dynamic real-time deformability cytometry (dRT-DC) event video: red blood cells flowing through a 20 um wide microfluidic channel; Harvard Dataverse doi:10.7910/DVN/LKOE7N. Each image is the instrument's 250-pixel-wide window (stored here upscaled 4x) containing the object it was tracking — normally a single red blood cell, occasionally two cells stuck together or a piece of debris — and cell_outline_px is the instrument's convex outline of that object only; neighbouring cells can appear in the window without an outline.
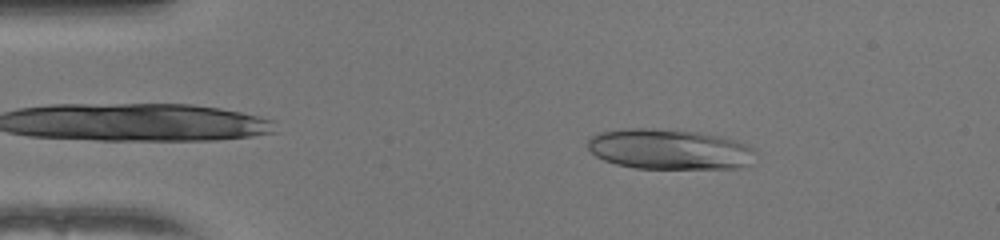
{"species": "human", "species_latin": "Homo sapiens", "temperature_condition": "warm", "stored_images_in_passage": 49, "camera_frame_rate_fps": 3000, "um_per_image_px": 0.085, "donor": {"sex": "female"}, "frame": {"image": 1, "passage_image": 7, "time_ms": 2.0, "image_size_px": [1000, 240], "cell_outline_px": [[756, 152], [752, 164], [736, 168], [636, 168], [616, 164], [604, 160], [596, 156], [588, 148], [588, 140], [596, 132], [624, 128], [652, 128], [700, 132], [720, 136], [736, 140], [752, 148]], "centroid_in_image_um": [56.89, 12.68], "position_along_channel_um": 28.1, "area_um2": 39.65}}
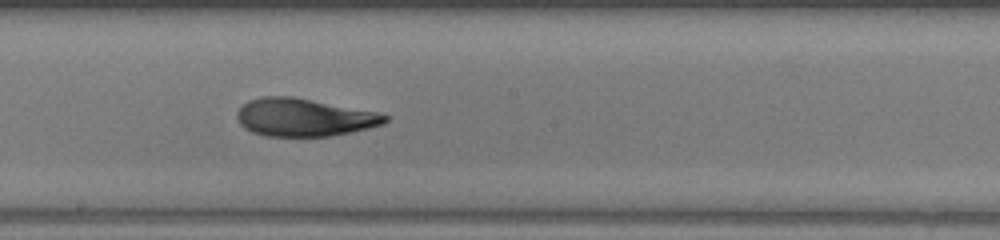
{"frame": {"image": 2, "passage_image": 26, "time_ms": 8.333, "image_size_px": [1000, 240], "cell_outline_px": [[388, 120], [384, 124], [352, 132], [332, 136], [264, 136], [252, 132], [244, 128], [240, 124], [236, 116], [236, 112], [248, 100], [260, 96], [292, 96], [380, 112], [388, 116]], "centroid_in_image_um": [25.85, 9.97], "position_along_channel_um": 222.4, "area_um2": 32.95}}
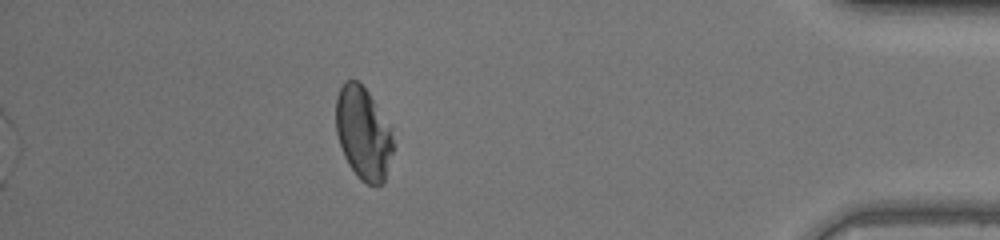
{"frame": {"image": 3, "passage_image": 43, "time_ms": 14.0, "image_size_px": [1000, 240], "cell_outline_px": [[392, 152], [384, 180], [380, 184], [368, 184], [360, 180], [356, 176], [348, 164], [344, 156], [336, 132], [336, 96], [344, 80], [356, 80], [368, 92], [392, 128]], "centroid_in_image_um": [30.85, 11.31], "position_along_channel_um": 404.3, "area_um2": 30.69}, "authors_computed_cell_mechanics": {"area_um2": 32.946, "velocity_mm_per_s": 4.0649, "shape_relaxation_time_tau1_ms": 9.1803, "shape_relaxation_time_tau2_ms": 1.2162, "deformation_change_tau1": 0.2913, "deformation_change_tau2": 0.0647}}